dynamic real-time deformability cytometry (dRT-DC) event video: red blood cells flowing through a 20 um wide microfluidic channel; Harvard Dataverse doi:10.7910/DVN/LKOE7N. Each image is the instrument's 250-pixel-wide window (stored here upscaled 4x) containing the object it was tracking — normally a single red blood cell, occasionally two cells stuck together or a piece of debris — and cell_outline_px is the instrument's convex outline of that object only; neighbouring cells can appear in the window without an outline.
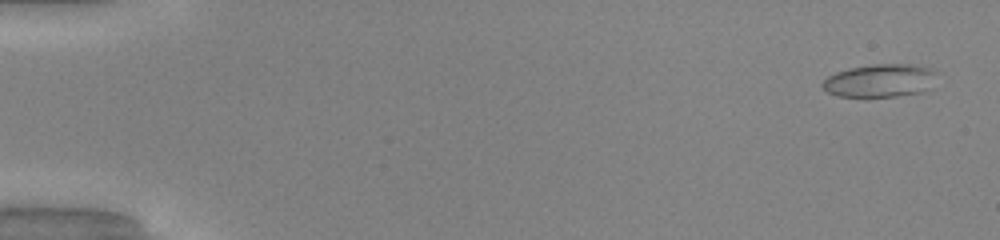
{"species": "common noctule bat (a hibernating species)", "species_latin": "Nyctalus noctula", "temperature_condition": "warm", "stored_images_in_passage": 52, "camera_frame_rate_fps": 3000, "um_per_image_px": 0.085, "animal": {"sex": "male", "body_mass_g": 20.0, "forearm_length_mm": 53.3}, "frame": {"image": 1, "passage_image": 3, "time_ms": 0.667, "image_size_px": [1000, 240], "cell_outline_px": [[940, 72], [932, 88], [920, 92], [896, 96], [836, 96], [828, 92], [820, 84], [828, 76], [836, 72], [848, 68], [872, 64], [912, 64], [928, 68]], "centroid_in_image_um": [74.85, 6.84], "position_along_channel_um": 10.1, "area_um2": 22.25}}
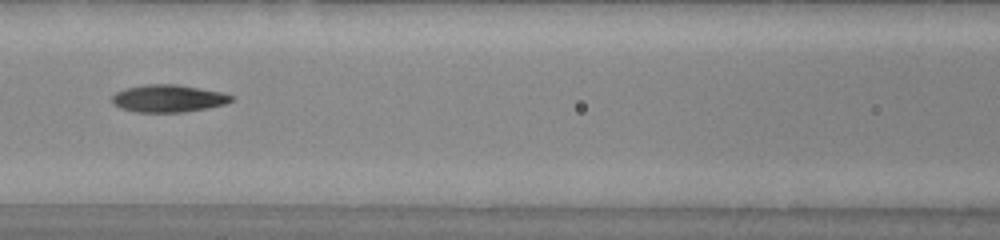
{"frame": {"image": 2, "passage_image": 25, "time_ms": 8.0, "image_size_px": [1000, 240], "cell_outline_px": [[232, 100], [224, 104], [208, 108], [184, 112], [136, 112], [120, 108], [112, 104], [112, 96], [116, 92], [128, 88], [144, 84], [176, 84], [224, 92], [232, 96]], "centroid_in_image_um": [14.29, 8.37], "position_along_channel_um": 152.3, "area_um2": 19.07}}
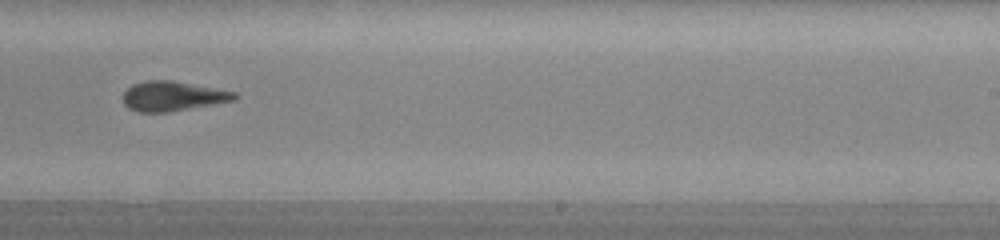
{"frame": {"image": 3, "passage_image": 34, "time_ms": 11.0, "image_size_px": [1000, 240], "cell_outline_px": [[240, 96], [236, 100], [168, 112], [136, 112], [128, 108], [124, 104], [124, 92], [132, 84], [148, 80], [172, 80], [236, 92]], "centroid_in_image_um": [14.69, 8.17], "position_along_channel_um": 274.3, "area_um2": 19.31}, "authors_computed_cell_mechanics": {"area_um2": 19.4208, "velocity_mm_per_s": 4.0803, "shape_relaxation_time_tau1_ms": 2.5082, "shape_relaxation_time_tau2_ms": 3.5715, "deformation_change_tau1": 0.1149, "deformation_change_tau2": 0.1527}}